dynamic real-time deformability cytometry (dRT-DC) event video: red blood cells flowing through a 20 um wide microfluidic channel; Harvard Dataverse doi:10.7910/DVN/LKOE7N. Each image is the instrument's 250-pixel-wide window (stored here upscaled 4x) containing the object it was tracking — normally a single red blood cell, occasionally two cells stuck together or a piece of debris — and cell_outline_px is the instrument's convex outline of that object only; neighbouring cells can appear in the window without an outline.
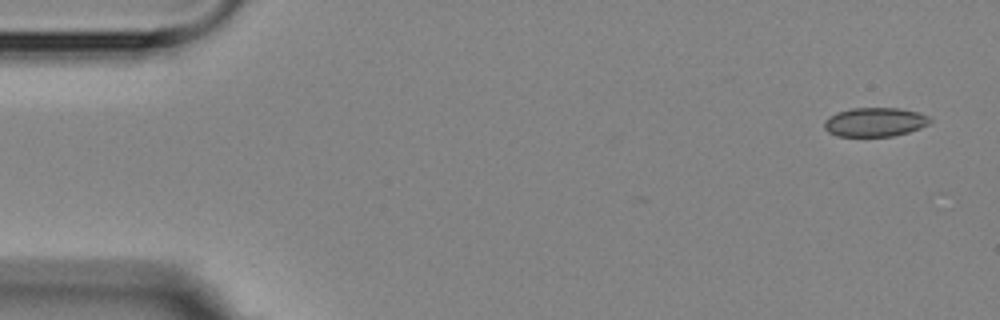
{"species": "Egyptian fruit bat (a non-hibernating species)", "species_latin": "Rousettus aegyptiacus", "temperature_condition": "room temperature", "stored_images_in_passage": 5, "camera_frame_rate_fps": 3000, "um_per_image_px": 0.085, "animal": {"sex": "female"}, "frame": {"image": 1, "passage_image": 1, "time_ms": 0.0, "image_size_px": [1000, 320], "cell_outline_px": [[932, 120], [928, 124], [920, 128], [908, 132], [892, 136], [836, 136], [828, 132], [824, 128], [824, 120], [828, 116], [836, 112], [852, 108], [900, 108], [916, 112], [928, 116]], "centroid_in_image_um": [74.33, 10.37], "position_along_channel_um": 10.7, "area_um2": 17.92}}
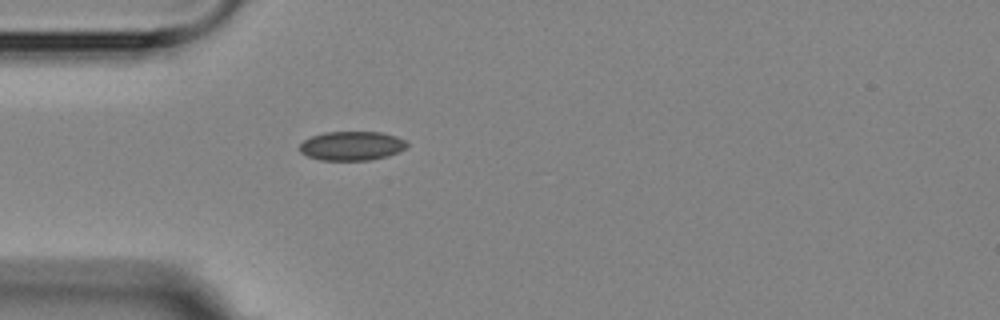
{"frame": {"image": 2, "passage_image": 5, "time_ms": 4.333, "image_size_px": [1000, 320], "cell_outline_px": [[408, 144], [404, 148], [388, 156], [368, 160], [320, 160], [308, 156], [300, 152], [300, 144], [304, 140], [312, 136], [324, 132], [380, 132], [396, 136], [404, 140]], "centroid_in_image_um": [29.87, 12.39], "position_along_channel_um": 55.1, "area_um2": 18.03}}